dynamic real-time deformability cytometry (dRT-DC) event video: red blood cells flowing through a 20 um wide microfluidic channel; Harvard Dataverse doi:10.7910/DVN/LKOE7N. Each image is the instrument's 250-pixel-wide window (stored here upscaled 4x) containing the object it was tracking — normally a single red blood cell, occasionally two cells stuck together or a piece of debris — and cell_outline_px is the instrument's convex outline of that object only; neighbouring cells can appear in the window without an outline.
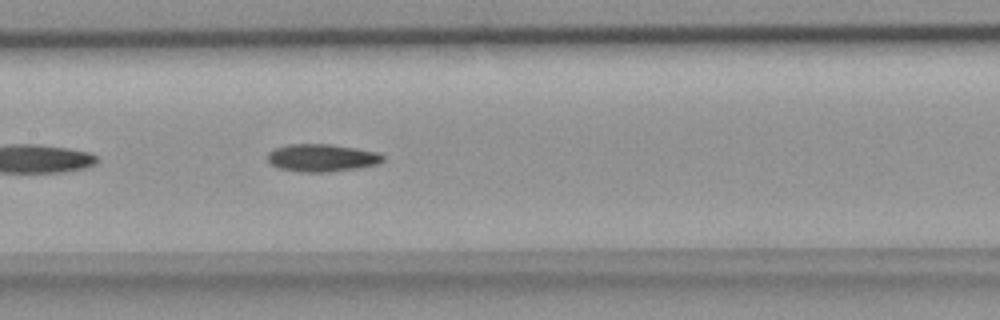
{"species": "common noctule bat (a hibernating species)", "species_latin": "Nyctalus noctula", "temperature_condition": "room temperature", "stored_images_in_passage": 13, "camera_frame_rate_fps": 3000, "um_per_image_px": 0.085, "animal": {"sex": "female", "body_mass_g": 18.4}, "frame": {"image": 1, "passage_image": 10, "time_ms": 3.0, "image_size_px": [1000, 320], "cell_outline_px": [[384, 160], [376, 164], [360, 168], [328, 172], [300, 172], [280, 168], [272, 164], [268, 160], [268, 152], [276, 148], [288, 144], [328, 144], [356, 148], [376, 152], [384, 156]], "centroid_in_image_um": [27.36, 13.42], "position_along_channel_um": 180.0, "area_um2": 18.44}}